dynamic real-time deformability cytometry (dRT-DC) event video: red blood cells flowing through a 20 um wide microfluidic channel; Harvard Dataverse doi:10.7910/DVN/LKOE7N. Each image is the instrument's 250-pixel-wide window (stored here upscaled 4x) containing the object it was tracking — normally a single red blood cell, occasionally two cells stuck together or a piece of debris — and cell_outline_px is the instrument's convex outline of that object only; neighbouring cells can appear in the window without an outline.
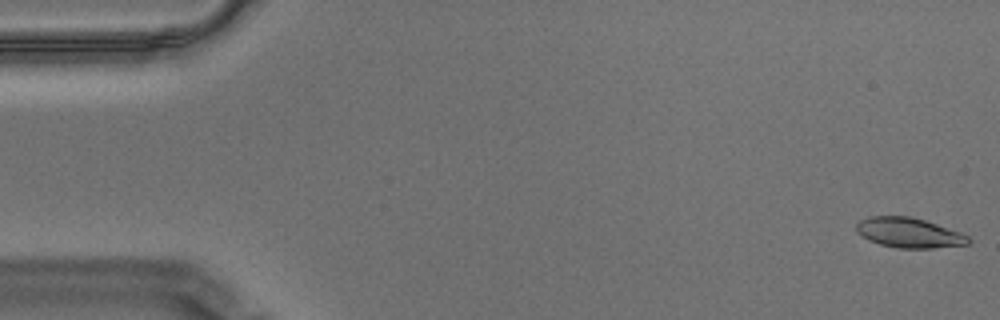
{"species": "Egyptian fruit bat (a non-hibernating species)", "species_latin": "Rousettus aegyptiacus", "temperature_condition": "warm", "stored_images_in_passage": 57, "camera_frame_rate_fps": 3000, "um_per_image_px": 0.085, "animal": {"sex": "male"}, "frame": {"image": 1, "passage_image": 1, "time_ms": 0.0, "image_size_px": [1000, 320], "cell_outline_px": [[972, 240], [968, 244], [932, 248], [900, 248], [880, 244], [868, 240], [856, 232], [856, 224], [860, 220], [868, 216], [908, 216], [924, 220], [960, 232], [968, 236]], "centroid_in_image_um": [77.24, 19.78], "position_along_channel_um": 7.8, "area_um2": 19.48}}
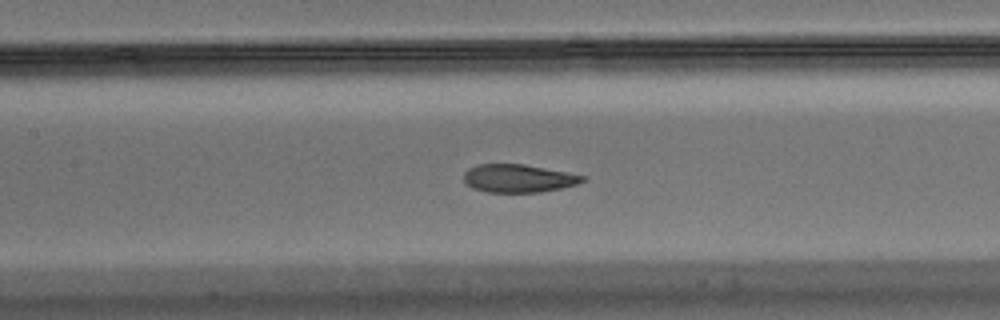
{"frame": {"image": 2, "passage_image": 26, "time_ms": 8.333, "image_size_px": [1000, 320], "cell_outline_px": [[584, 180], [576, 184], [560, 188], [540, 192], [484, 192], [472, 188], [464, 180], [464, 172], [468, 168], [480, 164], [524, 164], [568, 172], [584, 176]], "centroid_in_image_um": [44.03, 15.16], "position_along_channel_um": 163.4, "area_um2": 19.31}}
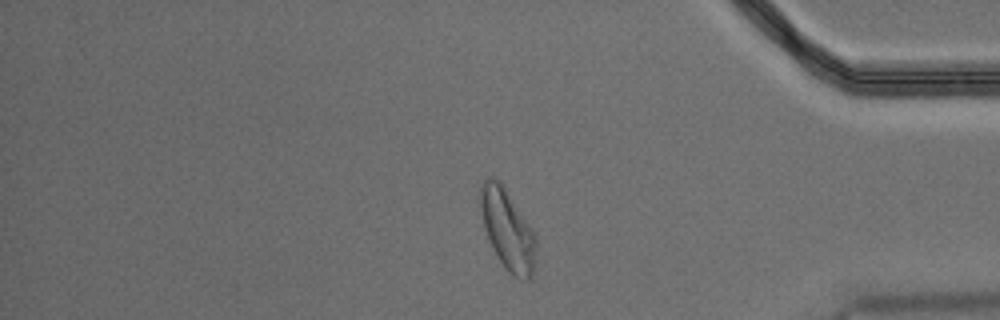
{"frame": {"image": 3, "passage_image": 48, "time_ms": 15.667, "image_size_px": [1000, 320], "cell_outline_px": [[536, 268], [528, 280], [520, 280], [512, 276], [504, 268], [488, 240], [484, 228], [476, 200], [480, 188], [484, 180], [488, 176], [492, 176], [500, 180], [532, 228], [536, 236]], "centroid_in_image_um": [43.11, 19.5], "position_along_channel_um": 392.1, "area_um2": 26.99}, "authors_computed_cell_mechanics": {"area_um2": 20.519, "velocity_mm_per_s": 3.479, "shape_relaxation_time_tau1_ms": 4.6227, "shape_relaxation_time_tau2_ms": 1.1465, "deformation_change_tau1": 0.1744, "deformation_change_tau2": 0.0742}}